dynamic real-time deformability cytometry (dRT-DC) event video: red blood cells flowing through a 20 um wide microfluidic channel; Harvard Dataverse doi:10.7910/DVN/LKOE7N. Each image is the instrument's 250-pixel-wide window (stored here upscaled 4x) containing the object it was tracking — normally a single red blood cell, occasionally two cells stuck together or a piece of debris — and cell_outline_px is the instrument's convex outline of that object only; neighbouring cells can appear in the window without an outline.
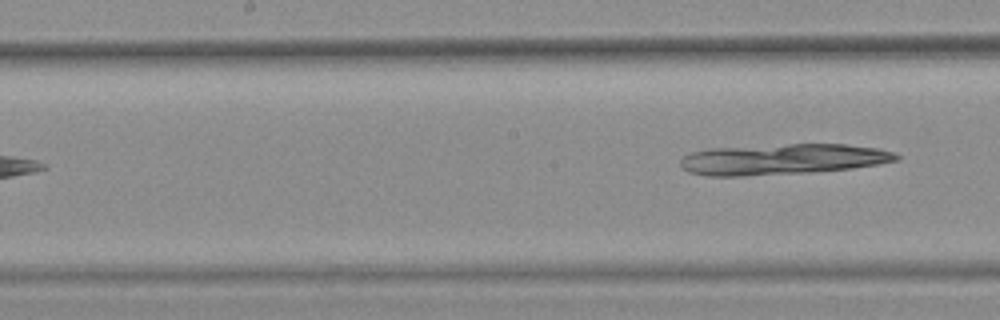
{"species": "common noctule bat (a hibernating species)", "species_latin": "Nyctalus noctula", "temperature_condition": "warm", "stored_images_in_passage": 6, "camera_frame_rate_fps": 3000, "um_per_image_px": 0.085, "animal": {"sex": "female", "body_mass_g": 25.1}, "frame": {"image": 1, "passage_image": 6, "time_ms": 1.667, "image_size_px": [1000, 320], "cell_outline_px": [[900, 160], [852, 168], [808, 172], [740, 176], [708, 176], [688, 172], [680, 164], [680, 160], [684, 156], [692, 152], [708, 148], [788, 144], [844, 144], [876, 148], [892, 152], [900, 156]], "centroid_in_image_um": [66.49, 13.53], "position_along_channel_um": 181.7, "area_um2": 38.49}}